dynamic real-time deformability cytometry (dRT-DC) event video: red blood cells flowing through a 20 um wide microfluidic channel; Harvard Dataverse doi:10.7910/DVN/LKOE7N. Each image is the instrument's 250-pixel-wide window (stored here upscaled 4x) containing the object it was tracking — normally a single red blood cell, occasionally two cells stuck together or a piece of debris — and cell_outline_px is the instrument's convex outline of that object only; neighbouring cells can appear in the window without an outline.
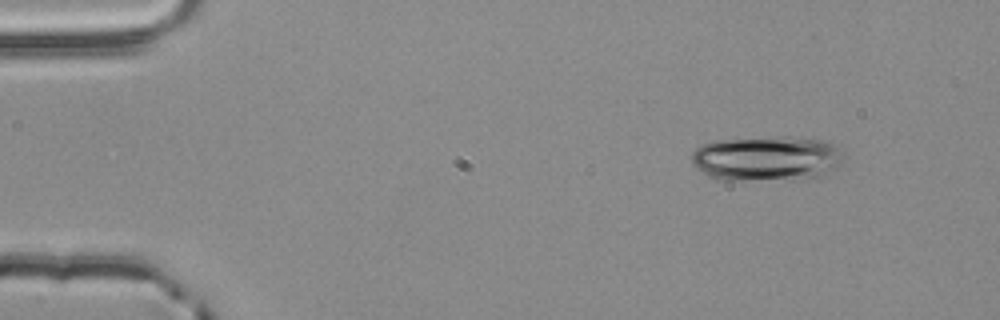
{"species": "common noctule bat (a hibernating species)", "species_latin": "Nyctalus noctula", "temperature_condition": "room temperature", "stored_images_in_passage": 3, "camera_frame_rate_fps": 3000, "um_per_image_px": 0.085, "animal": {"sex": "male", "body_mass_g": 20.4}, "frame": {"image": 1, "passage_image": 1, "time_ms": 0.0, "image_size_px": [1000, 320], "cell_outline_px": [[844, 152], [840, 164], [836, 168], [820, 180], [716, 180], [708, 176], [696, 168], [692, 164], [692, 152], [700, 144], [712, 140], [784, 136], [792, 136], [824, 140], [836, 144]], "centroid_in_image_um": [65.23, 13.48], "position_along_channel_um": 19.8, "area_um2": 41.44}}